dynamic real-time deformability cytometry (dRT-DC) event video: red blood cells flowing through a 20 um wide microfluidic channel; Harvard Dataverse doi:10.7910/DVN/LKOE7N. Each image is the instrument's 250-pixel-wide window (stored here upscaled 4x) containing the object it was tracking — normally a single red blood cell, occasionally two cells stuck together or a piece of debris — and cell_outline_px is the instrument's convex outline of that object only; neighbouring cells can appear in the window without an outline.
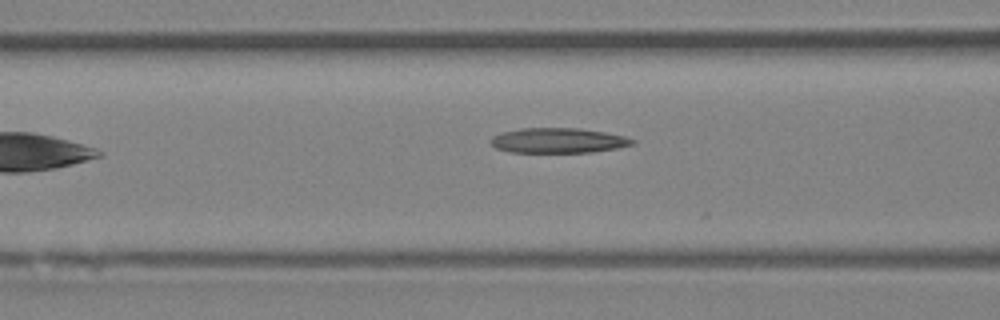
{"species": "Egyptian fruit bat (a non-hibernating species)", "species_latin": "Rousettus aegyptiacus", "temperature_condition": "room temperature", "stored_images_in_passage": 6, "camera_frame_rate_fps": 3000, "um_per_image_px": 0.085, "animal": {"sex": "female"}, "frame": {"image": 1, "passage_image": 5, "time_ms": 4.667, "image_size_px": [1000, 320], "cell_outline_px": [[636, 144], [616, 148], [592, 152], [508, 152], [496, 148], [492, 144], [492, 136], [500, 132], [520, 128], [580, 128], [604, 132], [624, 136], [636, 140]], "centroid_in_image_um": [47.45, 11.94], "position_along_channel_um": 119.2, "area_um2": 20.69}}
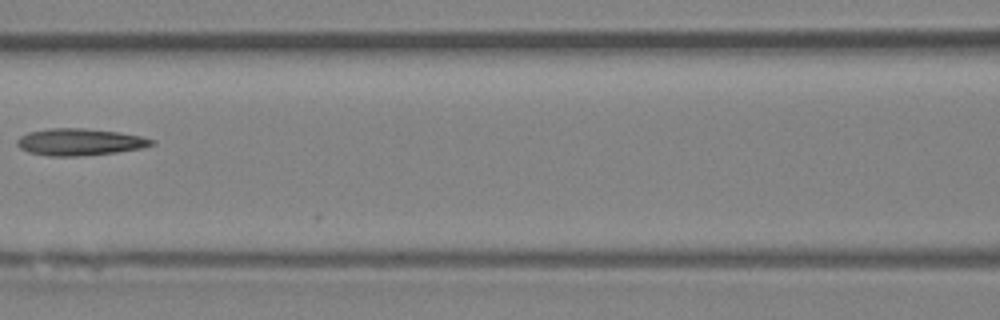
{"frame": {"image": 2, "passage_image": 6, "time_ms": 5.667, "image_size_px": [1000, 320], "cell_outline_px": [[156, 144], [144, 148], [116, 152], [80, 156], [48, 156], [28, 152], [20, 148], [16, 144], [16, 140], [20, 136], [28, 132], [48, 128], [84, 128], [120, 132], [140, 136], [156, 140]], "centroid_in_image_um": [6.79, 12.07], "position_along_channel_um": 159.8, "area_um2": 21.33}}